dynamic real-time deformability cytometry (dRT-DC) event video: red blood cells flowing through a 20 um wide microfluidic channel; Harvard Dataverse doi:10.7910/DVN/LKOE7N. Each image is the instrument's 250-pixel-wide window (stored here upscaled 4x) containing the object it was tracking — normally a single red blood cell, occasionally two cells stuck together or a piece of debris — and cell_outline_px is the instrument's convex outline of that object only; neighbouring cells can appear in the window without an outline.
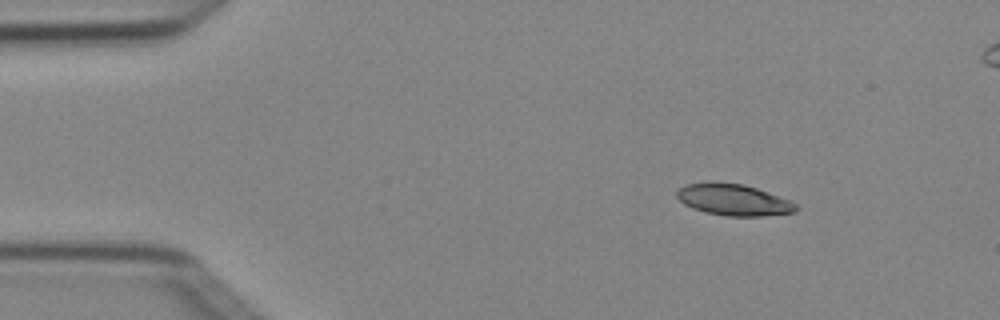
{"species": "Egyptian fruit bat (a non-hibernating species)", "species_latin": "Rousettus aegyptiacus", "temperature_condition": "cold", "stored_images_in_passage": 4, "segment_of_instrument_passage": [1, 2], "camera_frame_rate_fps": 3000, "um_per_image_px": 0.085, "animal": {"sex": "female"}, "frame": {"image": 1, "passage_image": 1, "time_ms": 0.0, "image_size_px": [1000, 320], "cell_outline_px": [[800, 208], [796, 212], [760, 216], [728, 216], [704, 212], [692, 208], [684, 204], [676, 196], [676, 192], [684, 184], [744, 184], [792, 200]], "centroid_in_image_um": [62.41, 17.02], "position_along_channel_um": 22.6, "area_um2": 21.44}}